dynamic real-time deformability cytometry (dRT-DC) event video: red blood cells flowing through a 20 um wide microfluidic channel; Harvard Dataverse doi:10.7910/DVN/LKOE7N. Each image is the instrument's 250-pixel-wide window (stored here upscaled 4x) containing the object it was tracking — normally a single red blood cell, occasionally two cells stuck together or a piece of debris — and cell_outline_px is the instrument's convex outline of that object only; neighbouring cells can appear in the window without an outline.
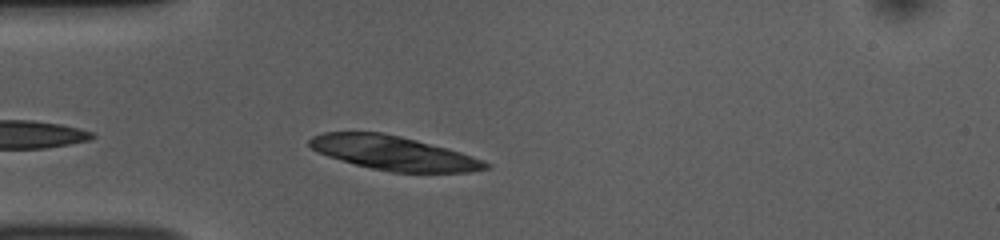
{"species": "common noctule bat (a hibernating species)", "species_latin": "Nyctalus noctula", "temperature_condition": "room temperature", "stored_images_in_passage": 40, "camera_frame_rate_fps": 3000, "um_per_image_px": 0.085, "animal": {"sex": "female", "body_mass_g": 10.0, "forearm_length_mm": 53.1}, "frame": {"image": 1, "passage_image": 4, "time_ms": 1.0, "image_size_px": [1000, 240], "cell_outline_px": [[492, 168], [468, 172], [392, 172], [372, 168], [356, 164], [328, 156], [312, 148], [308, 144], [308, 140], [312, 136], [324, 132], [380, 132], [400, 136], [416, 140], [460, 152], [484, 160], [492, 164]], "centroid_in_image_um": [33.48, 13.01], "position_along_channel_um": 51.5, "area_um2": 34.68}}
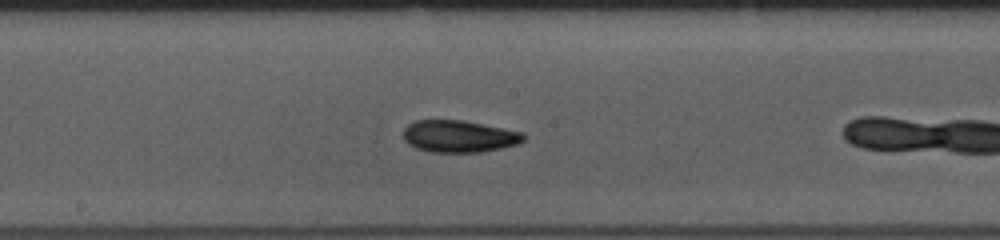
{"frame": {"image": 2, "passage_image": 14, "time_ms": 4.333, "image_size_px": [1000, 240], "cell_outline_px": [[524, 140], [516, 144], [504, 148], [480, 152], [432, 152], [416, 148], [408, 144], [404, 140], [404, 128], [408, 124], [416, 120], [464, 120], [524, 132]], "centroid_in_image_um": [39.02, 11.58], "position_along_channel_um": 209.2, "area_um2": 22.54}}
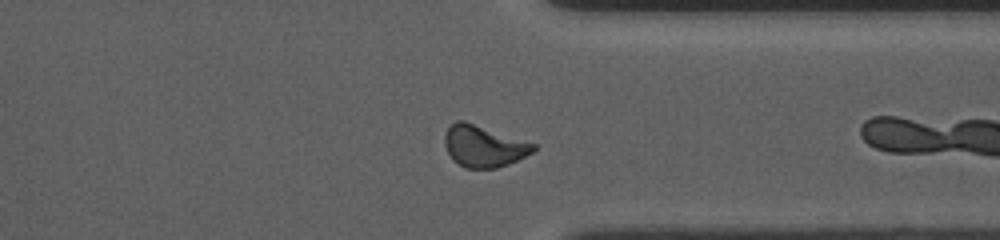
{"frame": {"image": 3, "passage_image": 27, "time_ms": 8.667, "image_size_px": [1000, 240], "cell_outline_px": [[536, 148], [532, 152], [508, 164], [496, 168], [464, 168], [452, 160], [444, 144], [444, 136], [448, 128], [456, 120], [464, 120], [536, 144]], "centroid_in_image_um": [41.08, 12.42], "position_along_channel_um": 370.3, "area_um2": 21.39}, "authors_computed_cell_mechanics": {"area_um2": 22.1663, "velocity_mm_per_s": 3.7518, "shape_relaxation_time_tau1_ms": 1.1238, "shape_relaxation_time_tau2_ms": 1.8514, "deformation_change_tau1": 0.1802, "deformation_change_tau2": 0.0932}}